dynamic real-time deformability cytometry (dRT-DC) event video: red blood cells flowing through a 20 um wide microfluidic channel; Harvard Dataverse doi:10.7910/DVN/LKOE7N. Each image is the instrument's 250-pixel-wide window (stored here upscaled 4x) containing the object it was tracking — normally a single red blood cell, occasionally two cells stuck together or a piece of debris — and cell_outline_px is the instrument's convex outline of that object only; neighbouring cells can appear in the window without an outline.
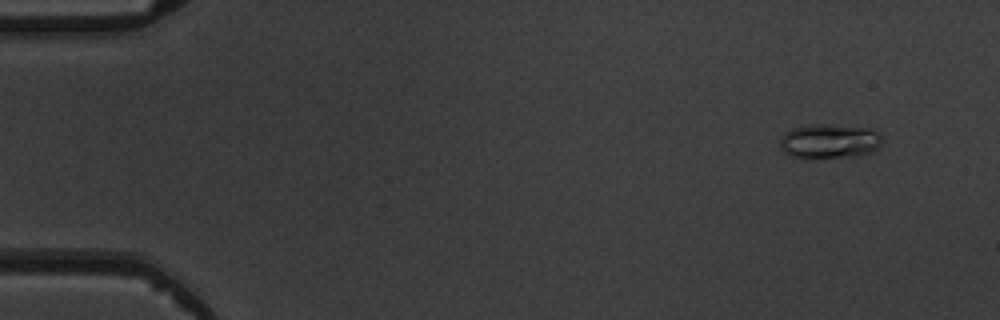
{"species": "common noctule bat (a hibernating species)", "species_latin": "Nyctalus noctula", "temperature_condition": "warm", "stored_images_in_passage": 5, "camera_frame_rate_fps": 3000, "um_per_image_px": 0.085, "animal": {"sex": "male", "body_mass_g": 19.5, "forearm_length_mm": 54.6}, "frame": {"image": 1, "passage_image": 2, "time_ms": 1.0, "image_size_px": [1000, 320], "cell_outline_px": [[880, 144], [872, 152], [860, 156], [812, 160], [804, 160], [792, 156], [784, 152], [780, 144], [780, 136], [784, 132], [792, 128], [812, 124], [828, 124], [872, 128], [880, 132]], "centroid_in_image_um": [70.47, 12.03], "position_along_channel_um": 14.5, "area_um2": 21.33}}